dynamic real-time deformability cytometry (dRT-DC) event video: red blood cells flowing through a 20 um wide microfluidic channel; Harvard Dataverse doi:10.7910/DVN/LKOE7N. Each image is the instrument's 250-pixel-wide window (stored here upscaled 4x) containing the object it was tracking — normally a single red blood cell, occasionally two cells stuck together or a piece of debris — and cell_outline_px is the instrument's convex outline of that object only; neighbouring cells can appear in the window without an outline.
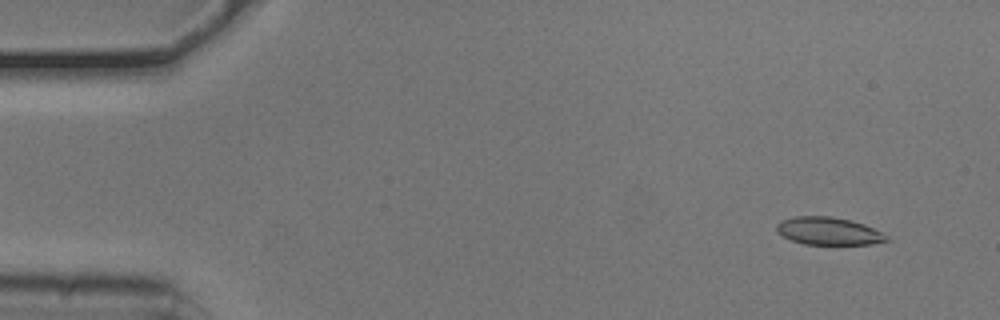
{"species": "common noctule bat (a hibernating species)", "species_latin": "Nyctalus noctula", "temperature_condition": "cold", "stored_images_in_passage": 53, "camera_frame_rate_fps": 3000, "um_per_image_px": 0.085, "animal": {"sex": "male", "body_mass_g": 20.5, "forearm_length_mm": 52.5}, "frame": {"image": 1, "passage_image": 4, "time_ms": 1.0, "image_size_px": [1000, 320], "cell_outline_px": [[888, 240], [872, 244], [804, 244], [792, 240], [784, 236], [776, 228], [776, 224], [780, 220], [796, 216], [832, 216], [852, 220], [864, 224], [888, 236]], "centroid_in_image_um": [70.42, 19.63], "position_along_channel_um": 14.6, "area_um2": 17.57}}
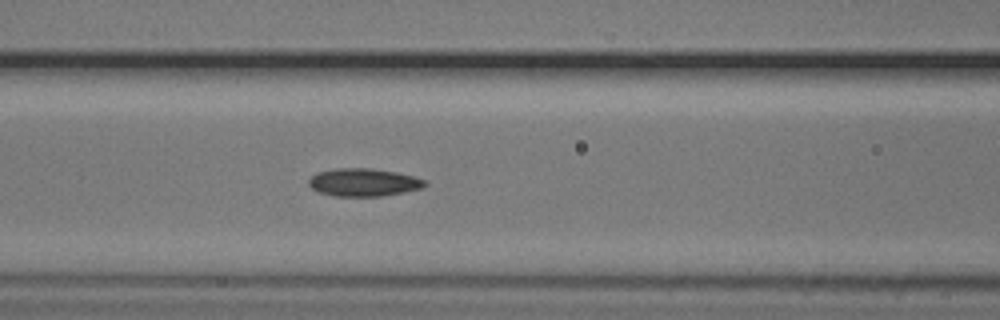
{"frame": {"image": 2, "passage_image": 22, "time_ms": 7.0, "image_size_px": [1000, 320], "cell_outline_px": [[428, 184], [420, 188], [404, 192], [380, 196], [332, 196], [320, 192], [312, 188], [308, 184], [308, 180], [316, 172], [336, 168], [372, 168], [396, 172], [416, 176], [424, 180]], "centroid_in_image_um": [30.89, 15.49], "position_along_channel_um": 135.7, "area_um2": 18.9}}
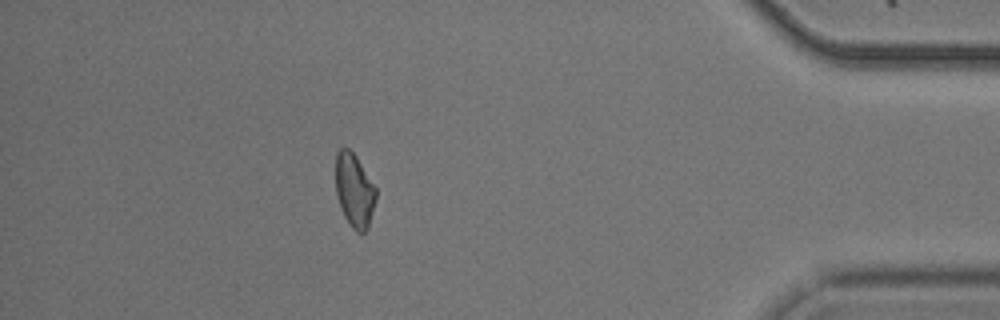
{"frame": {"image": 3, "passage_image": 47, "time_ms": 15.333, "image_size_px": [1000, 320], "cell_outline_px": [[376, 200], [368, 224], [364, 232], [356, 232], [352, 228], [344, 216], [340, 208], [336, 196], [336, 152], [340, 148], [348, 148], [356, 156], [376, 188]], "centroid_in_image_um": [30.1, 16.17], "position_along_channel_um": 405.1, "area_um2": 17.17}, "authors_computed_cell_mechanics": {"area_um2": 18.1492, "velocity_mm_per_s": 3.7903, "shape_relaxation_time_tau1_ms": 2.4617, "shape_relaxation_time_tau2_ms": 3.4917, "deformation_change_tau1": 0.0912, "deformation_change_tau2": 0.0952}}